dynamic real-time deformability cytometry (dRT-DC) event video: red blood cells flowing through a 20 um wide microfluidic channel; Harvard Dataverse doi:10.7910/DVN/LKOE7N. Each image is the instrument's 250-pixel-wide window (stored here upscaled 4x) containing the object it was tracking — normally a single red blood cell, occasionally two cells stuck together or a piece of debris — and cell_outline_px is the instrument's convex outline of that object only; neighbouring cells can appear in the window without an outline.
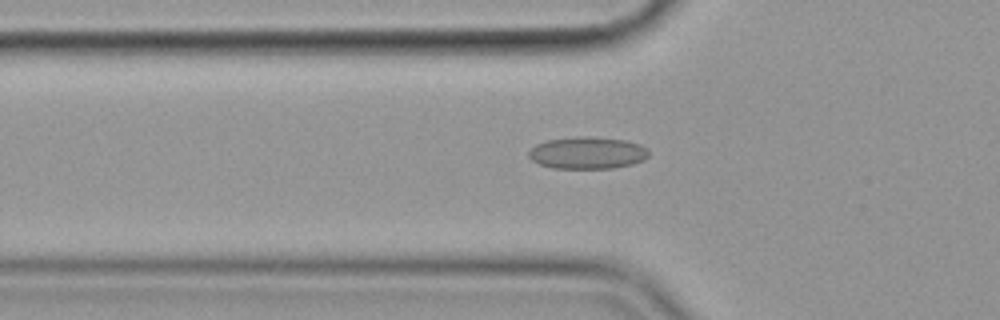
{"species": "common noctule bat (a hibernating species)", "species_latin": "Nyctalus noctula", "temperature_condition": "cold", "stored_images_in_passage": 48, "camera_frame_rate_fps": 3000, "um_per_image_px": 0.085, "animal": {"sex": "female", "body_mass_g": 19.9}, "frame": {"image": 1, "passage_image": 16, "time_ms": 5.0, "image_size_px": [1000, 320], "cell_outline_px": [[648, 156], [644, 160], [632, 164], [612, 168], [552, 168], [540, 164], [532, 160], [528, 156], [528, 152], [536, 144], [548, 140], [576, 136], [588, 136], [624, 140], [640, 144], [648, 148]], "centroid_in_image_um": [49.94, 12.99], "position_along_channel_um": 75.9, "area_um2": 22.43}}
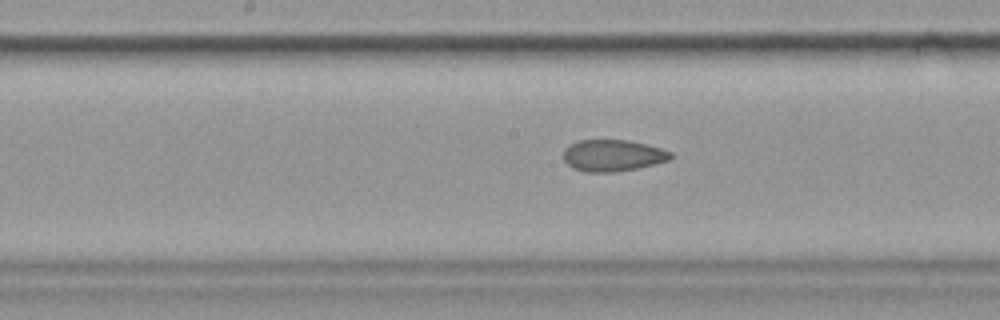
{"frame": {"image": 2, "passage_image": 26, "time_ms": 8.333, "image_size_px": [1000, 320], "cell_outline_px": [[672, 156], [668, 160], [636, 168], [612, 172], [584, 172], [572, 168], [564, 160], [564, 148], [580, 140], [628, 140], [660, 148], [672, 152]], "centroid_in_image_um": [52.05, 13.22], "position_along_channel_um": 196.2, "area_um2": 19.48}}
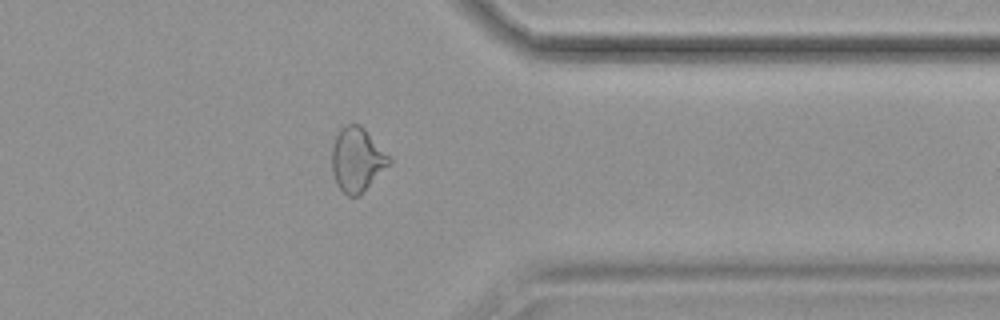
{"frame": {"image": 3, "passage_image": 42, "time_ms": 13.667, "image_size_px": [1000, 320], "cell_outline_px": [[392, 164], [360, 196], [348, 196], [336, 184], [332, 172], [332, 148], [336, 136], [340, 128], [348, 124], [360, 124], [364, 128], [392, 160]], "centroid_in_image_um": [30.36, 13.6], "position_along_channel_um": 381.0, "area_um2": 21.5}}